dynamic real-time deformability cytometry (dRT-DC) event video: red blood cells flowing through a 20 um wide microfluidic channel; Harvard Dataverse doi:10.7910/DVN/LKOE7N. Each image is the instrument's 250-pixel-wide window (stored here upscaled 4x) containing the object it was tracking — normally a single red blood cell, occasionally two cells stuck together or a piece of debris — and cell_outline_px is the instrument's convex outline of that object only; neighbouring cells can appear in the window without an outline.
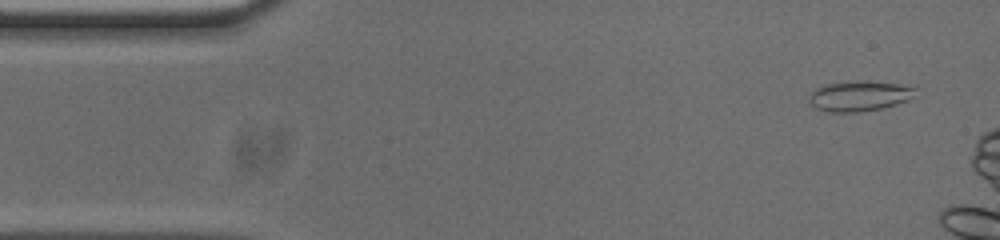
{"species": "common noctule bat (a hibernating species)", "species_latin": "Nyctalus noctula", "temperature_condition": "cold", "stored_images_in_passage": 11, "camera_frame_rate_fps": 3000, "um_per_image_px": 0.085, "animal": {"sex": "male", "body_mass_g": 20.0, "forearm_length_mm": 53.3}, "frame": {"image": 1, "passage_image": 1, "time_ms": 0.0, "image_size_px": [1000, 240], "cell_outline_px": [[920, 96], [912, 100], [880, 108], [860, 112], [828, 112], [816, 108], [808, 104], [808, 96], [820, 84], [856, 80], [864, 80], [916, 84]], "centroid_in_image_um": [73.17, 8.12], "position_along_channel_um": 11.8, "area_um2": 20.0}}